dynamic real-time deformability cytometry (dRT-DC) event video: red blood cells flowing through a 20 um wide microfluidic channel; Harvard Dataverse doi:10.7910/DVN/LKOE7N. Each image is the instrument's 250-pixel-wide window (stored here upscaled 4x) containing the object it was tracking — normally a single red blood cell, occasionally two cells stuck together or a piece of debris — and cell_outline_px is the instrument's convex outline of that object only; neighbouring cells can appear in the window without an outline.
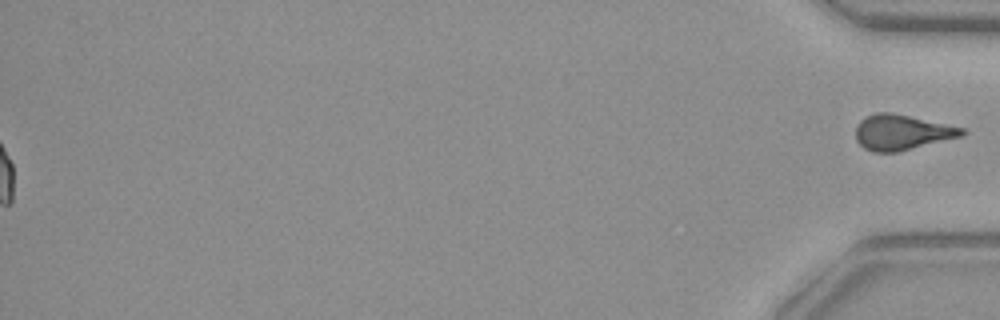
{"species": "common noctule bat (a hibernating species)", "species_latin": "Nyctalus noctula", "temperature_condition": "warm", "stored_images_in_passage": 51, "segment_of_instrument_passage": [2, 2], "camera_frame_rate_fps": 3000, "um_per_image_px": 0.085, "animal": {"sex": "female", "body_mass_g": 29.2, "forearm_length_mm": 56.3}, "frame": {"image": 1, "passage_image": 51, "time_ms": 16.667, "image_size_px": [1000, 320], "cell_outline_px": [[968, 132], [964, 136], [896, 152], [872, 152], [864, 148], [856, 140], [856, 124], [864, 116], [876, 112], [892, 112], [964, 128]], "centroid_in_image_um": [76.65, 11.24], "position_along_channel_um": 358.6, "area_um2": 22.02}}